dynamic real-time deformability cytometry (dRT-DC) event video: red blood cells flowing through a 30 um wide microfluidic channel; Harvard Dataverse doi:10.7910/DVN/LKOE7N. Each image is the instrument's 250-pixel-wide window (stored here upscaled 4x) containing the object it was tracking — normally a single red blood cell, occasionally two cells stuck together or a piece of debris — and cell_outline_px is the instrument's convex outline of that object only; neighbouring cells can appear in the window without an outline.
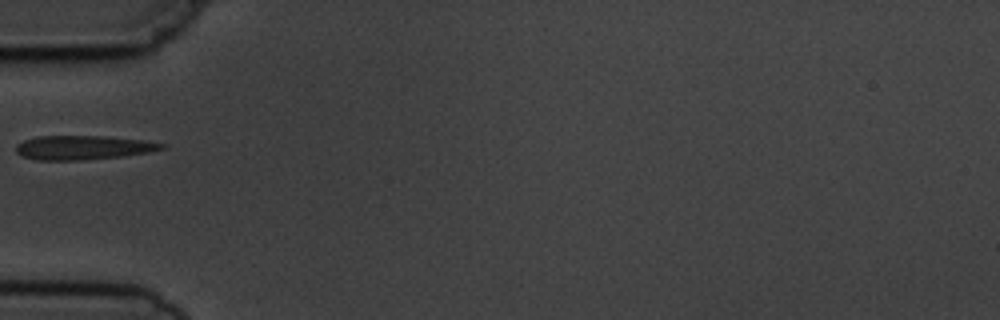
{"species": "common noctule bat (a hibernating species)", "species_latin": "Nyctalus noctula", "temperature_condition": "cold", "stored_images_in_passage": 3, "camera_frame_rate_fps": 3000, "um_per_image_px": 0.085, "animal": {"sex": "male", "body_mass_g": 19.5, "forearm_length_mm": 54.6}, "frame": {"image": 1, "passage_image": 1, "time_ms": 0.0, "image_size_px": [1000, 320], "cell_outline_px": [[164, 148], [148, 152], [120, 156], [80, 160], [36, 160], [20, 156], [16, 152], [16, 144], [24, 140], [36, 136], [104, 136], [144, 140], [164, 144]], "centroid_in_image_um": [6.99, 12.54], "position_along_channel_um": 78.0, "area_um2": 20.35}}
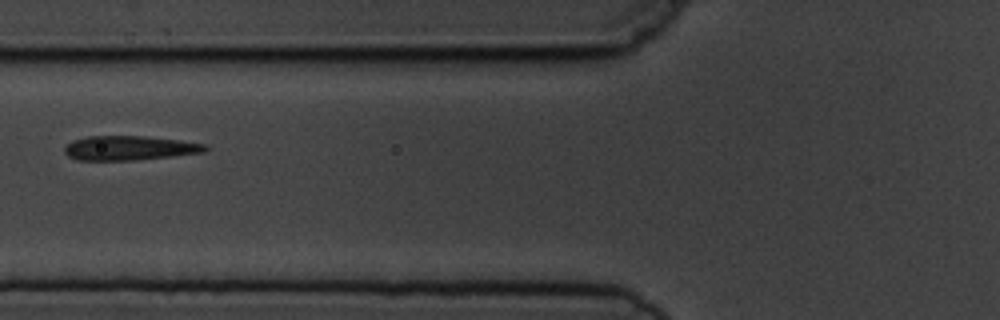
{"frame": {"image": 2, "passage_image": 2, "time_ms": 1.0, "image_size_px": [1000, 320], "cell_outline_px": [[208, 148], [204, 152], [172, 156], [132, 160], [76, 160], [68, 156], [64, 152], [64, 148], [72, 140], [88, 136], [144, 136], [180, 140], [208, 144]], "centroid_in_image_um": [11.0, 12.58], "position_along_channel_um": 114.8, "area_um2": 20.0}}
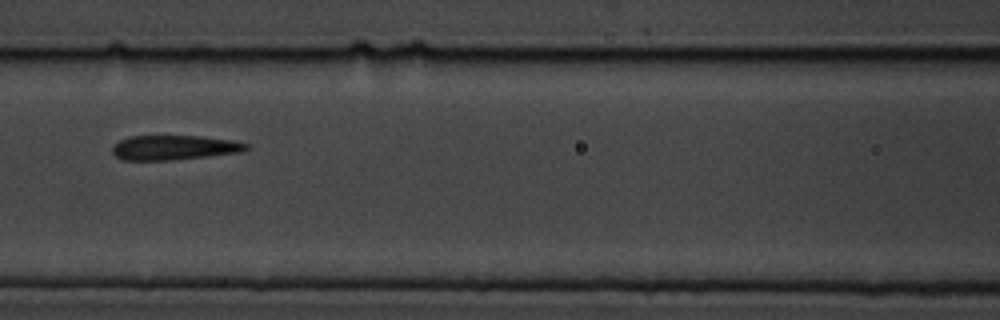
{"frame": {"image": 3, "passage_image": 3, "time_ms": 2.0, "image_size_px": [1000, 320], "cell_outline_px": [[248, 148], [240, 152], [208, 156], [172, 160], [120, 160], [112, 152], [112, 144], [128, 136], [200, 136], [232, 140], [248, 144]], "centroid_in_image_um": [14.74, 12.54], "position_along_channel_um": 151.9, "area_um2": 19.25}}